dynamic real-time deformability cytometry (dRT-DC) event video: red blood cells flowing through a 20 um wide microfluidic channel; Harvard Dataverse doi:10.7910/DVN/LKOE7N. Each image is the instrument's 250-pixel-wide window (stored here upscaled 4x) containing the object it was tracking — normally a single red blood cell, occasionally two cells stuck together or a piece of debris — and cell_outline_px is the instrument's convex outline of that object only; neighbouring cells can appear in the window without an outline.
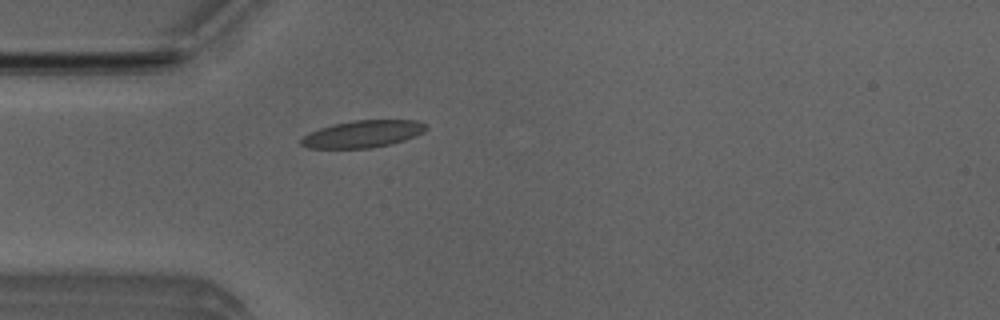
{"species": "Egyptian fruit bat (a non-hibernating species)", "species_latin": "Rousettus aegyptiacus", "temperature_condition": "room temperature", "stored_images_in_passage": 1, "camera_frame_rate_fps": 3000, "um_per_image_px": 0.085, "animal": {"sex": "male"}, "frame": {"image": 1, "passage_image": 1, "time_ms": 0.0, "image_size_px": [1000, 320], "cell_outline_px": [[428, 128], [424, 132], [416, 136], [392, 144], [372, 148], [308, 148], [300, 144], [300, 140], [308, 132], [332, 124], [352, 120], [416, 120], [428, 124]], "centroid_in_image_um": [30.86, 11.38], "position_along_channel_um": 54.1, "area_um2": 20.0}}